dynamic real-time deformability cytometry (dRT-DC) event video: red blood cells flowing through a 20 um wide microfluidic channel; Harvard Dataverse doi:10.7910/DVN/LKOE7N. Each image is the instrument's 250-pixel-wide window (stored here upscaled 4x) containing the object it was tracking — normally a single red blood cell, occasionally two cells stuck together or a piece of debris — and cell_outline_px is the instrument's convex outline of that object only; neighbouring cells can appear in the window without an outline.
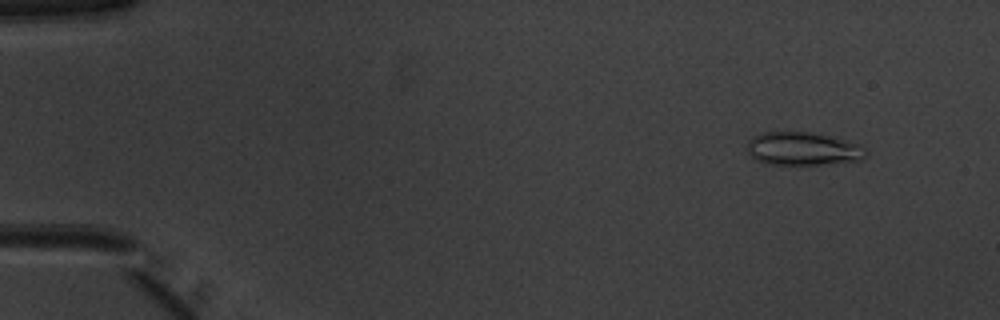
{"species": "common noctule bat (a hibernating species)", "species_latin": "Nyctalus noctula", "temperature_condition": "warm", "stored_images_in_passage": 51, "camera_frame_rate_fps": 3000, "um_per_image_px": 0.085, "animal": {"sex": "male", "body_mass_g": 20.1, "forearm_length_mm": 53.5}, "frame": {"image": 1, "passage_image": 5, "time_ms": 1.333, "image_size_px": [1000, 320], "cell_outline_px": [[868, 152], [864, 160], [820, 164], [768, 164], [756, 160], [748, 152], [748, 140], [752, 136], [760, 132], [808, 132], [836, 136], [860, 144]], "centroid_in_image_um": [68.29, 12.63], "position_along_channel_um": 16.7, "area_um2": 23.24}}
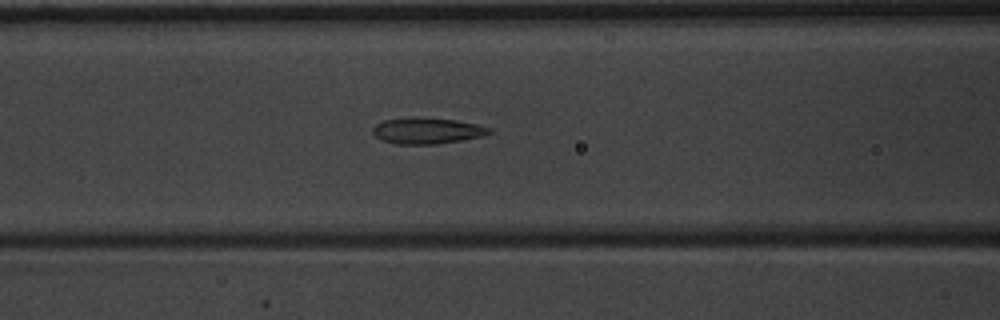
{"frame": {"image": 2, "passage_image": 22, "time_ms": 7.0, "image_size_px": [1000, 320], "cell_outline_px": [[492, 132], [480, 136], [460, 140], [436, 144], [396, 144], [380, 140], [372, 132], [372, 128], [376, 124], [384, 120], [416, 116], [456, 120], [476, 124], [492, 128]], "centroid_in_image_um": [36.26, 11.1], "position_along_channel_um": 130.3, "area_um2": 17.8}}
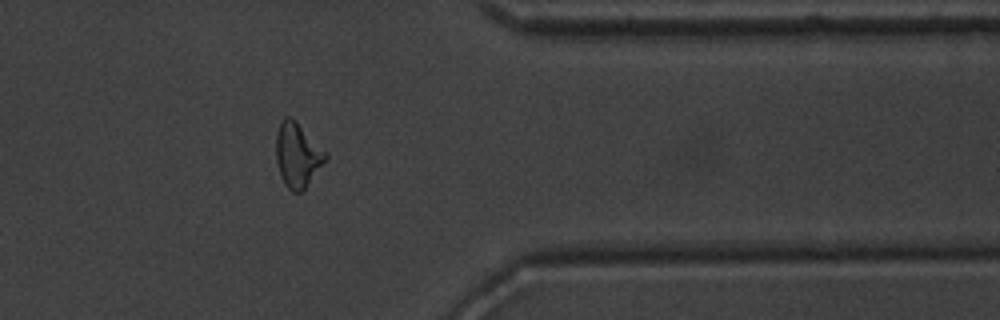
{"frame": {"image": 3, "passage_image": 42, "time_ms": 13.667, "image_size_px": [1000, 320], "cell_outline_px": [[328, 156], [304, 188], [300, 192], [292, 192], [284, 184], [276, 160], [276, 136], [280, 124], [284, 116], [288, 116], [296, 120], [328, 152]], "centroid_in_image_um": [25.29, 13.13], "position_along_channel_um": 386.1, "area_um2": 18.38}, "authors_computed_cell_mechanics": {"area_um2": 18.0336, "velocity_mm_per_s": 4.0088, "shape_relaxation_time_tau1_ms": null, "shape_relaxation_time_tau2_ms": 1.6686, "deformation_change_tau1": null, "deformation_change_tau2": 0.1039}}